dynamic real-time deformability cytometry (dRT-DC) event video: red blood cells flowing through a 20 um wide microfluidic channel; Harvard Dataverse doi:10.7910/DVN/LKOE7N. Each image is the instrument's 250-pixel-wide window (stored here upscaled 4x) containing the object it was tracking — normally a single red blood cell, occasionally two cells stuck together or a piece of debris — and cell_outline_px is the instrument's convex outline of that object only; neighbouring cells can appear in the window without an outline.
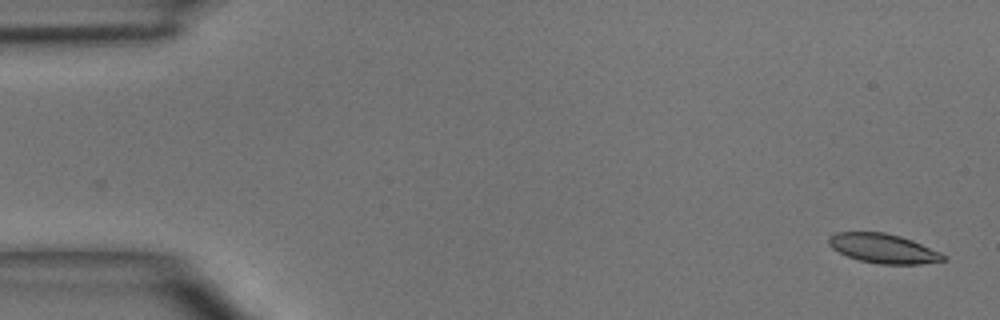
{"species": "common noctule bat (a hibernating species)", "species_latin": "Nyctalus noctula", "temperature_condition": "room temperature", "stored_images_in_passage": 4, "camera_frame_rate_fps": 3000, "um_per_image_px": 0.085, "animal": {"sex": "male", "body_mass_g": 15.6}, "frame": {"image": 1, "passage_image": 1, "time_ms": 0.0, "image_size_px": [1000, 320], "cell_outline_px": [[948, 260], [920, 264], [880, 264], [860, 260], [848, 256], [832, 248], [828, 244], [828, 236], [836, 232], [884, 232], [900, 236], [912, 240], [940, 252], [948, 256]], "centroid_in_image_um": [75.1, 21.12], "position_along_channel_um": 9.9, "area_um2": 19.65}}
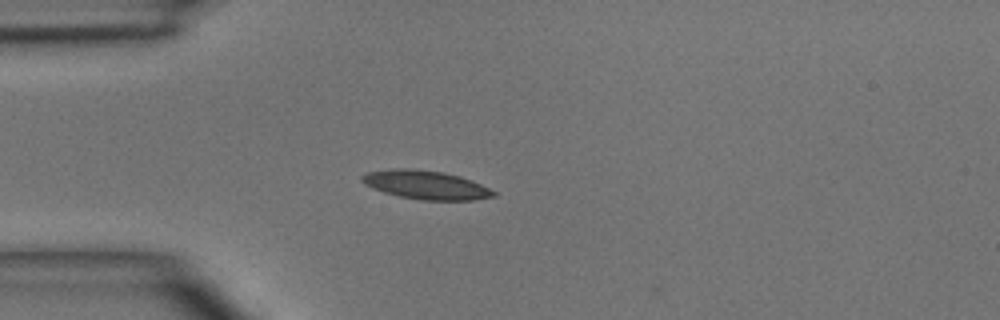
{"frame": {"image": 2, "passage_image": 4, "time_ms": 3.667, "image_size_px": [1000, 320], "cell_outline_px": [[496, 196], [472, 200], [420, 200], [400, 196], [384, 192], [372, 188], [364, 184], [360, 180], [360, 176], [364, 172], [392, 168], [412, 168], [444, 172], [460, 176], [472, 180], [496, 192]], "centroid_in_image_um": [36.15, 15.7], "position_along_channel_um": 48.9, "area_um2": 22.2}}